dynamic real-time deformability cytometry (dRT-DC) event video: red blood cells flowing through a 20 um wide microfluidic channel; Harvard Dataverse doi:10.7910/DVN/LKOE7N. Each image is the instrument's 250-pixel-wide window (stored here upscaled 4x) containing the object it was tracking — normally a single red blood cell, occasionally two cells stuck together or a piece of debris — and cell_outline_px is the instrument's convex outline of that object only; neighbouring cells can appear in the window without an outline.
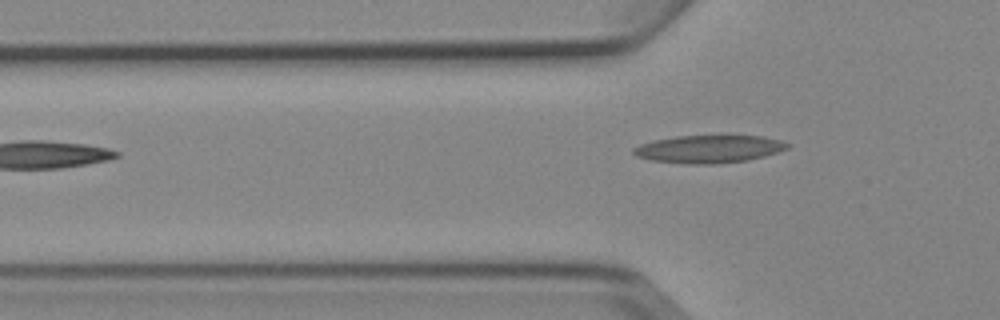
{"species": "Egyptian fruit bat (a non-hibernating species)", "species_latin": "Rousettus aegyptiacus", "temperature_condition": "cold", "stored_images_in_passage": 4, "camera_frame_rate_fps": 3000, "um_per_image_px": 0.085, "animal": {"sex": "female"}, "frame": {"image": 1, "passage_image": 4, "time_ms": 3.667, "image_size_px": [1000, 320], "cell_outline_px": [[792, 144], [788, 148], [764, 156], [748, 160], [712, 164], [692, 164], [652, 160], [636, 156], [632, 152], [632, 148], [640, 144], [656, 140], [676, 136], [724, 132], [764, 136], [780, 140]], "centroid_in_image_um": [60.32, 12.6], "position_along_channel_um": 65.5, "area_um2": 25.95}}